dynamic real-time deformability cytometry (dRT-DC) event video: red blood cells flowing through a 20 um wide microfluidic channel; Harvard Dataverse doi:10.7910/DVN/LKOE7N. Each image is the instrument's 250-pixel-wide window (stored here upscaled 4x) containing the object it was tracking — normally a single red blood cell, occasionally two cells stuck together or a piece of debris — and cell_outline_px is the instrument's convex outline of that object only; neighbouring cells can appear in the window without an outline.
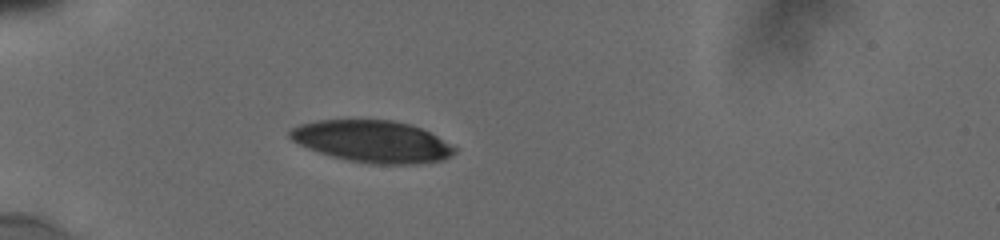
{"species": "human", "species_latin": "Homo sapiens", "temperature_condition": "cold", "stored_images_in_passage": 9, "camera_frame_rate_fps": 3000, "um_per_image_px": 0.085, "donor": {"sex": "male"}, "frame": {"image": 1, "passage_image": 7, "time_ms": 5.0, "image_size_px": [1000, 240], "cell_outline_px": [[456, 152], [452, 156], [444, 160], [416, 164], [368, 164], [348, 160], [332, 156], [308, 148], [292, 140], [288, 136], [288, 128], [300, 124], [316, 120], [392, 120], [412, 124], [436, 136], [456, 148]], "centroid_in_image_um": [31.63, 12.02], "position_along_channel_um": 53.4, "area_um2": 40.29}}